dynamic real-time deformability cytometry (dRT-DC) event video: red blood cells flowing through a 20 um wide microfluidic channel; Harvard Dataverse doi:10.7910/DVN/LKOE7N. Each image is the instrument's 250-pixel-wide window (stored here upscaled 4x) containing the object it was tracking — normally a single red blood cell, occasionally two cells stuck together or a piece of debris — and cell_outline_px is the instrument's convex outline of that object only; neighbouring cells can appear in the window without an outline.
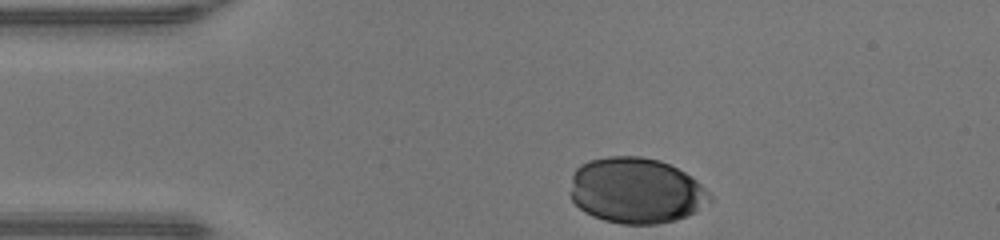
{"species": "human", "species_latin": "Homo sapiens", "temperature_condition": "warm", "stored_images_in_passage": 31, "camera_frame_rate_fps": 3000, "um_per_image_px": 0.085, "donor": {"sex": "male"}, "frame": {"image": 1, "passage_image": 1, "time_ms": 0.0, "image_size_px": [1000, 240], "cell_outline_px": [[716, 200], [688, 216], [676, 220], [656, 224], [620, 224], [604, 220], [592, 216], [584, 212], [572, 200], [568, 192], [572, 176], [576, 168], [580, 164], [588, 160], [608, 156], [640, 156], [660, 160], [684, 172], [696, 180]], "centroid_in_image_um": [54.05, 16.21], "position_along_channel_um": 30.9, "area_um2": 54.1}}
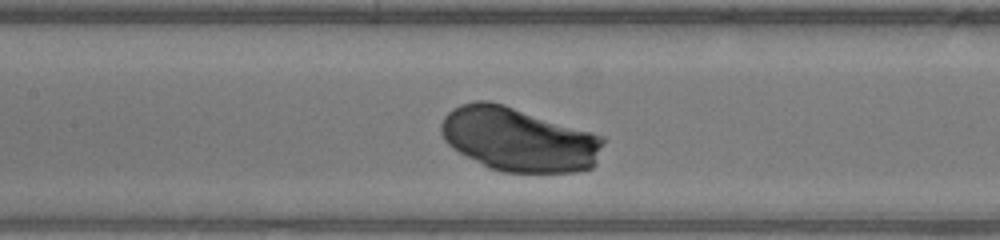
{"frame": {"image": 2, "passage_image": 14, "time_ms": 4.333, "image_size_px": [1000, 240], "cell_outline_px": [[604, 140], [596, 164], [592, 168], [576, 172], [504, 172], [488, 168], [460, 152], [448, 144], [444, 140], [440, 132], [440, 124], [444, 116], [452, 108], [460, 104], [476, 100], [488, 100], [504, 104], [604, 136]], "centroid_in_image_um": [44.07, 11.84], "position_along_channel_um": 163.3, "area_um2": 60.57}}
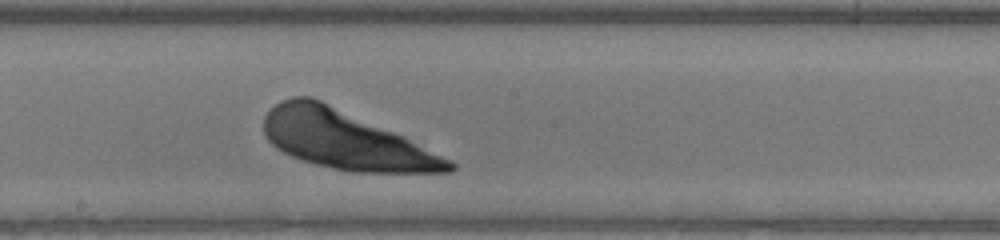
{"frame": {"image": 3, "passage_image": 18, "time_ms": 5.667, "image_size_px": [1000, 240], "cell_outline_px": [[456, 168], [452, 172], [352, 172], [332, 168], [316, 164], [292, 156], [276, 148], [268, 140], [264, 132], [264, 116], [280, 100], [292, 96], [312, 96], [404, 136], [456, 164]], "centroid_in_image_um": [29.31, 11.88], "position_along_channel_um": 218.9, "area_um2": 62.19}}